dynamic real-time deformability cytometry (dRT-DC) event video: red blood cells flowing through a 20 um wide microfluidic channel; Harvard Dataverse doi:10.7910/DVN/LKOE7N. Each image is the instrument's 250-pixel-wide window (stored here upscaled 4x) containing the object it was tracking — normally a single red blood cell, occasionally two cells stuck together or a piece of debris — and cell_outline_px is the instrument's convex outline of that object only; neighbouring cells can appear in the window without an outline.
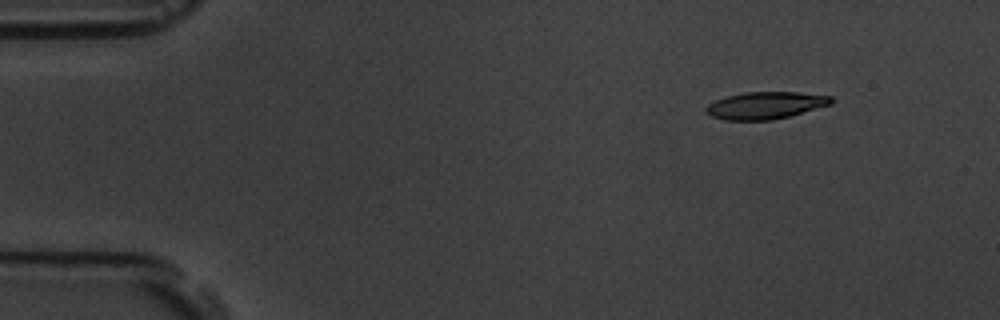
{"species": "common noctule bat (a hibernating species)", "species_latin": "Nyctalus noctula", "temperature_condition": "room temperature", "stored_images_in_passage": 3, "camera_frame_rate_fps": 3000, "um_per_image_px": 0.085, "animal": {"sex": "male", "body_mass_g": 19.5, "forearm_length_mm": 54.6}, "frame": {"image": 1, "passage_image": 1, "time_ms": 0.0, "image_size_px": [1000, 320], "cell_outline_px": [[832, 104], [788, 116], [772, 120], [724, 120], [712, 116], [704, 112], [704, 108], [708, 104], [724, 96], [744, 92], [796, 92], [832, 96]], "centroid_in_image_um": [65.01, 8.95], "position_along_channel_um": 20.0, "area_um2": 19.83}}